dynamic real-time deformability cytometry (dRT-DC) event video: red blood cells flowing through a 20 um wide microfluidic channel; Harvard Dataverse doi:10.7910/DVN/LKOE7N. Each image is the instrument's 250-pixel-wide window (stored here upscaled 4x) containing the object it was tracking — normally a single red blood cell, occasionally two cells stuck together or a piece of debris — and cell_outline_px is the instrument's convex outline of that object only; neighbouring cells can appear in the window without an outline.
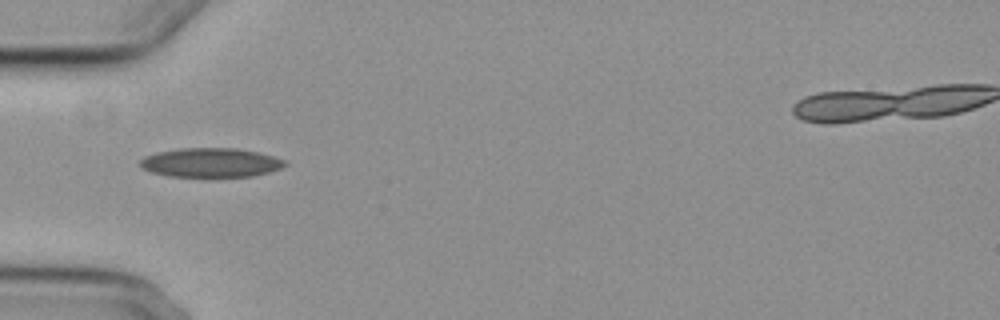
{"species": "common noctule bat (a hibernating species)", "species_latin": "Nyctalus noctula", "temperature_condition": "cold", "stored_images_in_passage": 1, "camera_frame_rate_fps": 3000, "um_per_image_px": 0.085, "animal": {"sex": "female", "body_mass_g": 29.2, "forearm_length_mm": 56.3}, "frame": {"image": 1, "passage_image": 1, "time_ms": 0.0, "image_size_px": [1000, 320], "cell_outline_px": [[288, 164], [284, 168], [252, 176], [168, 176], [152, 172], [140, 168], [140, 160], [144, 156], [156, 152], [180, 148], [236, 148], [256, 152], [272, 156], [284, 160]], "centroid_in_image_um": [17.89, 13.81], "position_along_channel_um": 67.1, "area_um2": 24.57}}